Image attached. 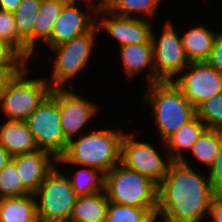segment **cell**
Masks as SVG:
<instances>
[{"label":"cell","instance_id":"obj_8","mask_svg":"<svg viewBox=\"0 0 222 222\" xmlns=\"http://www.w3.org/2000/svg\"><path fill=\"white\" fill-rule=\"evenodd\" d=\"M25 121L39 149L52 153L56 158L66 152L69 141L60 123L58 88L52 89L51 94Z\"/></svg>","mask_w":222,"mask_h":222},{"label":"cell","instance_id":"obj_38","mask_svg":"<svg viewBox=\"0 0 222 222\" xmlns=\"http://www.w3.org/2000/svg\"><path fill=\"white\" fill-rule=\"evenodd\" d=\"M205 219H206V218H204L201 222H208V220L206 221ZM210 222H215V221H213V220L211 219Z\"/></svg>","mask_w":222,"mask_h":222},{"label":"cell","instance_id":"obj_10","mask_svg":"<svg viewBox=\"0 0 222 222\" xmlns=\"http://www.w3.org/2000/svg\"><path fill=\"white\" fill-rule=\"evenodd\" d=\"M176 30L171 20L164 23L161 35L152 29L155 83L172 81L190 63Z\"/></svg>","mask_w":222,"mask_h":222},{"label":"cell","instance_id":"obj_37","mask_svg":"<svg viewBox=\"0 0 222 222\" xmlns=\"http://www.w3.org/2000/svg\"><path fill=\"white\" fill-rule=\"evenodd\" d=\"M12 155L0 144V171L12 159Z\"/></svg>","mask_w":222,"mask_h":222},{"label":"cell","instance_id":"obj_25","mask_svg":"<svg viewBox=\"0 0 222 222\" xmlns=\"http://www.w3.org/2000/svg\"><path fill=\"white\" fill-rule=\"evenodd\" d=\"M80 167V168H79ZM68 178L77 196L92 195L104 191V174L96 169L78 166Z\"/></svg>","mask_w":222,"mask_h":222},{"label":"cell","instance_id":"obj_11","mask_svg":"<svg viewBox=\"0 0 222 222\" xmlns=\"http://www.w3.org/2000/svg\"><path fill=\"white\" fill-rule=\"evenodd\" d=\"M78 2L79 0H68L64 4L53 24L50 39L45 43L47 48L83 35L96 25V12L100 0L98 3L95 0H80L81 4ZM83 5L85 7H82Z\"/></svg>","mask_w":222,"mask_h":222},{"label":"cell","instance_id":"obj_4","mask_svg":"<svg viewBox=\"0 0 222 222\" xmlns=\"http://www.w3.org/2000/svg\"><path fill=\"white\" fill-rule=\"evenodd\" d=\"M104 191L111 203L144 207L154 218L158 185L119 163L104 175Z\"/></svg>","mask_w":222,"mask_h":222},{"label":"cell","instance_id":"obj_33","mask_svg":"<svg viewBox=\"0 0 222 222\" xmlns=\"http://www.w3.org/2000/svg\"><path fill=\"white\" fill-rule=\"evenodd\" d=\"M26 65H0V99L5 92L9 82L19 73Z\"/></svg>","mask_w":222,"mask_h":222},{"label":"cell","instance_id":"obj_14","mask_svg":"<svg viewBox=\"0 0 222 222\" xmlns=\"http://www.w3.org/2000/svg\"><path fill=\"white\" fill-rule=\"evenodd\" d=\"M152 21L120 16L105 9L101 4L96 12L98 31L106 32L122 47L130 44L152 43Z\"/></svg>","mask_w":222,"mask_h":222},{"label":"cell","instance_id":"obj_16","mask_svg":"<svg viewBox=\"0 0 222 222\" xmlns=\"http://www.w3.org/2000/svg\"><path fill=\"white\" fill-rule=\"evenodd\" d=\"M123 74L128 80L144 74L145 84L155 83L153 44H130L119 47ZM147 69V70H146Z\"/></svg>","mask_w":222,"mask_h":222},{"label":"cell","instance_id":"obj_17","mask_svg":"<svg viewBox=\"0 0 222 222\" xmlns=\"http://www.w3.org/2000/svg\"><path fill=\"white\" fill-rule=\"evenodd\" d=\"M0 144L12 155L37 151L33 134L26 121L5 120L0 125Z\"/></svg>","mask_w":222,"mask_h":222},{"label":"cell","instance_id":"obj_15","mask_svg":"<svg viewBox=\"0 0 222 222\" xmlns=\"http://www.w3.org/2000/svg\"><path fill=\"white\" fill-rule=\"evenodd\" d=\"M22 185L34 194L48 173L57 165V158L50 152L38 149L12 157Z\"/></svg>","mask_w":222,"mask_h":222},{"label":"cell","instance_id":"obj_19","mask_svg":"<svg viewBox=\"0 0 222 222\" xmlns=\"http://www.w3.org/2000/svg\"><path fill=\"white\" fill-rule=\"evenodd\" d=\"M206 129L204 122L195 116L177 132L169 136L164 141V144L170 158L173 161H180L185 156L184 152L188 153L192 145Z\"/></svg>","mask_w":222,"mask_h":222},{"label":"cell","instance_id":"obj_3","mask_svg":"<svg viewBox=\"0 0 222 222\" xmlns=\"http://www.w3.org/2000/svg\"><path fill=\"white\" fill-rule=\"evenodd\" d=\"M144 102L151 108L157 125V138L164 142L196 116L195 107L172 81H159L146 86Z\"/></svg>","mask_w":222,"mask_h":222},{"label":"cell","instance_id":"obj_2","mask_svg":"<svg viewBox=\"0 0 222 222\" xmlns=\"http://www.w3.org/2000/svg\"><path fill=\"white\" fill-rule=\"evenodd\" d=\"M118 127L115 130L109 126L108 129L85 130L68 142L66 152L57 158V166H86L105 175L120 163L121 140L125 132Z\"/></svg>","mask_w":222,"mask_h":222},{"label":"cell","instance_id":"obj_30","mask_svg":"<svg viewBox=\"0 0 222 222\" xmlns=\"http://www.w3.org/2000/svg\"><path fill=\"white\" fill-rule=\"evenodd\" d=\"M199 117L207 129L222 131V92L206 99L196 108Z\"/></svg>","mask_w":222,"mask_h":222},{"label":"cell","instance_id":"obj_13","mask_svg":"<svg viewBox=\"0 0 222 222\" xmlns=\"http://www.w3.org/2000/svg\"><path fill=\"white\" fill-rule=\"evenodd\" d=\"M78 93L74 87L58 88L60 123L68 141L84 133L87 125H90L88 123L101 111L98 104Z\"/></svg>","mask_w":222,"mask_h":222},{"label":"cell","instance_id":"obj_29","mask_svg":"<svg viewBox=\"0 0 222 222\" xmlns=\"http://www.w3.org/2000/svg\"><path fill=\"white\" fill-rule=\"evenodd\" d=\"M31 194L20 180L15 162L11 159L0 171V199Z\"/></svg>","mask_w":222,"mask_h":222},{"label":"cell","instance_id":"obj_21","mask_svg":"<svg viewBox=\"0 0 222 222\" xmlns=\"http://www.w3.org/2000/svg\"><path fill=\"white\" fill-rule=\"evenodd\" d=\"M108 204L105 191L78 196L68 222H105Z\"/></svg>","mask_w":222,"mask_h":222},{"label":"cell","instance_id":"obj_31","mask_svg":"<svg viewBox=\"0 0 222 222\" xmlns=\"http://www.w3.org/2000/svg\"><path fill=\"white\" fill-rule=\"evenodd\" d=\"M206 170L213 191L215 193H222V137L220 138L216 158L213 164Z\"/></svg>","mask_w":222,"mask_h":222},{"label":"cell","instance_id":"obj_18","mask_svg":"<svg viewBox=\"0 0 222 222\" xmlns=\"http://www.w3.org/2000/svg\"><path fill=\"white\" fill-rule=\"evenodd\" d=\"M186 31L180 36L189 61H207L210 57L215 37L219 31H213L205 24L195 25Z\"/></svg>","mask_w":222,"mask_h":222},{"label":"cell","instance_id":"obj_1","mask_svg":"<svg viewBox=\"0 0 222 222\" xmlns=\"http://www.w3.org/2000/svg\"><path fill=\"white\" fill-rule=\"evenodd\" d=\"M188 161H172L158 185L156 222H201L208 217L216 193L207 172L196 171Z\"/></svg>","mask_w":222,"mask_h":222},{"label":"cell","instance_id":"obj_32","mask_svg":"<svg viewBox=\"0 0 222 222\" xmlns=\"http://www.w3.org/2000/svg\"><path fill=\"white\" fill-rule=\"evenodd\" d=\"M29 64L10 44L0 39V65Z\"/></svg>","mask_w":222,"mask_h":222},{"label":"cell","instance_id":"obj_34","mask_svg":"<svg viewBox=\"0 0 222 222\" xmlns=\"http://www.w3.org/2000/svg\"><path fill=\"white\" fill-rule=\"evenodd\" d=\"M207 62L222 74V31L218 32Z\"/></svg>","mask_w":222,"mask_h":222},{"label":"cell","instance_id":"obj_12","mask_svg":"<svg viewBox=\"0 0 222 222\" xmlns=\"http://www.w3.org/2000/svg\"><path fill=\"white\" fill-rule=\"evenodd\" d=\"M172 82L196 108L222 92V74L207 61L190 62Z\"/></svg>","mask_w":222,"mask_h":222},{"label":"cell","instance_id":"obj_7","mask_svg":"<svg viewBox=\"0 0 222 222\" xmlns=\"http://www.w3.org/2000/svg\"><path fill=\"white\" fill-rule=\"evenodd\" d=\"M60 171L55 166L34 193L39 222H68L72 214L78 196Z\"/></svg>","mask_w":222,"mask_h":222},{"label":"cell","instance_id":"obj_22","mask_svg":"<svg viewBox=\"0 0 222 222\" xmlns=\"http://www.w3.org/2000/svg\"><path fill=\"white\" fill-rule=\"evenodd\" d=\"M67 1L68 0H41L39 12L32 30L33 54H35V49H37L35 46L38 42L45 44L50 39L53 24Z\"/></svg>","mask_w":222,"mask_h":222},{"label":"cell","instance_id":"obj_23","mask_svg":"<svg viewBox=\"0 0 222 222\" xmlns=\"http://www.w3.org/2000/svg\"><path fill=\"white\" fill-rule=\"evenodd\" d=\"M163 0H100V4L112 13L131 18L153 21ZM138 15V16H135Z\"/></svg>","mask_w":222,"mask_h":222},{"label":"cell","instance_id":"obj_5","mask_svg":"<svg viewBox=\"0 0 222 222\" xmlns=\"http://www.w3.org/2000/svg\"><path fill=\"white\" fill-rule=\"evenodd\" d=\"M97 31L98 27L95 25L83 35L55 47L48 48L53 54V56L49 55L48 57L53 67L52 71H50L51 74H49V78H51L50 80L47 78V81L53 89L73 88L71 85L74 80L71 79H74L82 71H85V67L89 65L93 56L94 47L97 46V42L95 41L98 38L97 34H99V31Z\"/></svg>","mask_w":222,"mask_h":222},{"label":"cell","instance_id":"obj_35","mask_svg":"<svg viewBox=\"0 0 222 222\" xmlns=\"http://www.w3.org/2000/svg\"><path fill=\"white\" fill-rule=\"evenodd\" d=\"M208 218H212L215 222H222V193H216L212 197Z\"/></svg>","mask_w":222,"mask_h":222},{"label":"cell","instance_id":"obj_20","mask_svg":"<svg viewBox=\"0 0 222 222\" xmlns=\"http://www.w3.org/2000/svg\"><path fill=\"white\" fill-rule=\"evenodd\" d=\"M0 222H39L34 194L0 199Z\"/></svg>","mask_w":222,"mask_h":222},{"label":"cell","instance_id":"obj_6","mask_svg":"<svg viewBox=\"0 0 222 222\" xmlns=\"http://www.w3.org/2000/svg\"><path fill=\"white\" fill-rule=\"evenodd\" d=\"M28 65L9 82L1 96L0 112L5 120L25 121L52 92L45 76L29 77Z\"/></svg>","mask_w":222,"mask_h":222},{"label":"cell","instance_id":"obj_36","mask_svg":"<svg viewBox=\"0 0 222 222\" xmlns=\"http://www.w3.org/2000/svg\"><path fill=\"white\" fill-rule=\"evenodd\" d=\"M22 0H0V9L8 12H14Z\"/></svg>","mask_w":222,"mask_h":222},{"label":"cell","instance_id":"obj_26","mask_svg":"<svg viewBox=\"0 0 222 222\" xmlns=\"http://www.w3.org/2000/svg\"><path fill=\"white\" fill-rule=\"evenodd\" d=\"M221 137L222 131L206 129L188 152L193 160L209 168L216 158Z\"/></svg>","mask_w":222,"mask_h":222},{"label":"cell","instance_id":"obj_24","mask_svg":"<svg viewBox=\"0 0 222 222\" xmlns=\"http://www.w3.org/2000/svg\"><path fill=\"white\" fill-rule=\"evenodd\" d=\"M41 0H22L13 12L19 38L32 52V30L33 24L39 12Z\"/></svg>","mask_w":222,"mask_h":222},{"label":"cell","instance_id":"obj_28","mask_svg":"<svg viewBox=\"0 0 222 222\" xmlns=\"http://www.w3.org/2000/svg\"><path fill=\"white\" fill-rule=\"evenodd\" d=\"M156 219L144 208L109 202L105 222H155Z\"/></svg>","mask_w":222,"mask_h":222},{"label":"cell","instance_id":"obj_27","mask_svg":"<svg viewBox=\"0 0 222 222\" xmlns=\"http://www.w3.org/2000/svg\"><path fill=\"white\" fill-rule=\"evenodd\" d=\"M0 39L10 44L28 63L34 55L19 38L12 12L0 9Z\"/></svg>","mask_w":222,"mask_h":222},{"label":"cell","instance_id":"obj_9","mask_svg":"<svg viewBox=\"0 0 222 222\" xmlns=\"http://www.w3.org/2000/svg\"><path fill=\"white\" fill-rule=\"evenodd\" d=\"M137 133H124L121 140V154L120 163L125 167L134 170L141 175L151 179L154 183L159 185L162 179L168 173L169 166L173 161L168 155L164 142L159 145L166 152V156H162L156 145H152L147 140L138 141L135 139Z\"/></svg>","mask_w":222,"mask_h":222}]
</instances>
